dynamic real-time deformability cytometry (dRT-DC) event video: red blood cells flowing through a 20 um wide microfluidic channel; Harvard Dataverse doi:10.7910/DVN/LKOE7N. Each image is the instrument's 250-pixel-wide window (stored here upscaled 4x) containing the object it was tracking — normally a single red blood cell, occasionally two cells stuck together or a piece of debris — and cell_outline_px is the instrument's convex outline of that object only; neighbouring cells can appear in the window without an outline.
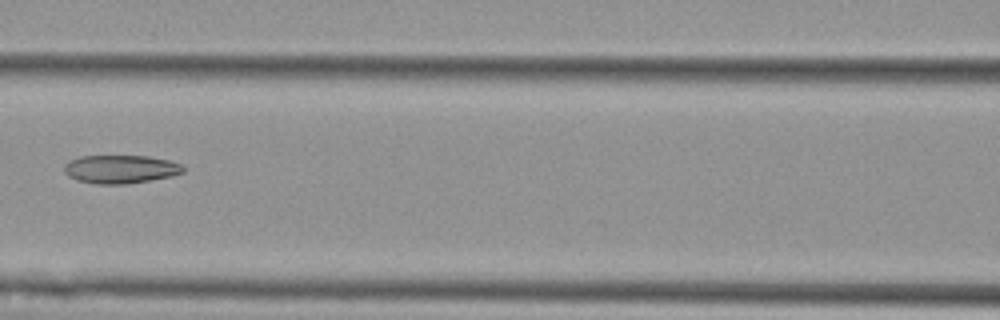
{"species": "Egyptian fruit bat (a non-hibernating species)", "species_latin": "Rousettus aegyptiacus", "temperature_condition": "cold", "stored_images_in_passage": 9, "camera_frame_rate_fps": 3000, "um_per_image_px": 0.085, "animal": {"sex": "female"}, "frame": {"image": 1, "passage_image": 7, "time_ms": 7.0, "image_size_px": [1000, 320], "cell_outline_px": [[184, 172], [172, 176], [128, 184], [96, 184], [76, 180], [68, 176], [64, 172], [64, 164], [68, 160], [80, 156], [148, 156], [168, 160], [180, 164], [184, 168]], "centroid_in_image_um": [10.21, 14.38], "position_along_channel_um": 156.4, "area_um2": 19.77}}
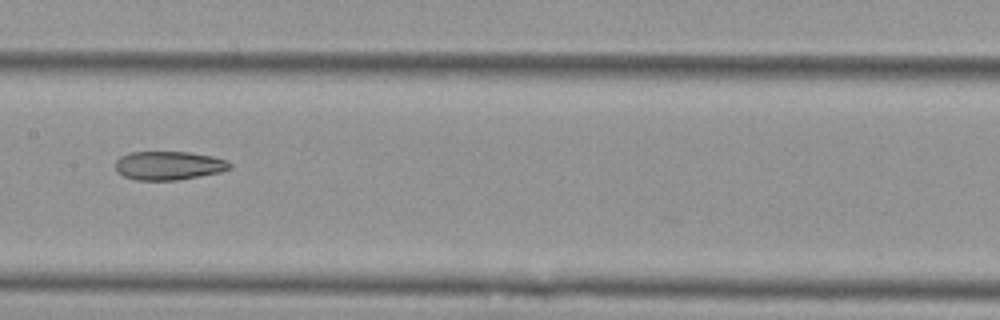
{"frame": {"image": 2, "passage_image": 8, "time_ms": 8.0, "image_size_px": [1000, 320], "cell_outline_px": [[232, 168], [220, 172], [200, 176], [176, 180], [136, 180], [124, 176], [116, 172], [116, 160], [120, 156], [128, 152], [188, 152], [212, 156], [228, 160], [232, 164]], "centroid_in_image_um": [14.35, 14.07], "position_along_channel_um": 193.1, "area_um2": 19.25}}
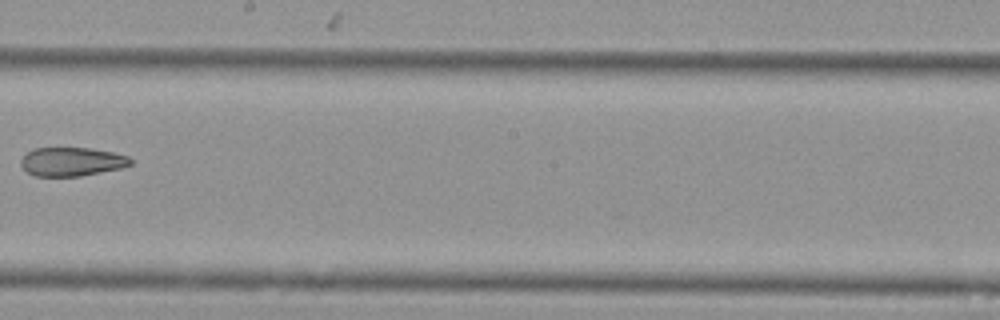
{"frame": {"image": 3, "passage_image": 9, "time_ms": 9.333, "image_size_px": [1000, 320], "cell_outline_px": [[132, 164], [120, 168], [80, 176], [36, 176], [28, 172], [20, 164], [20, 160], [28, 152], [36, 148], [92, 148], [112, 152], [128, 156], [132, 160]], "centroid_in_image_um": [6.11, 13.74], "position_along_channel_um": 242.1, "area_um2": 18.21}}